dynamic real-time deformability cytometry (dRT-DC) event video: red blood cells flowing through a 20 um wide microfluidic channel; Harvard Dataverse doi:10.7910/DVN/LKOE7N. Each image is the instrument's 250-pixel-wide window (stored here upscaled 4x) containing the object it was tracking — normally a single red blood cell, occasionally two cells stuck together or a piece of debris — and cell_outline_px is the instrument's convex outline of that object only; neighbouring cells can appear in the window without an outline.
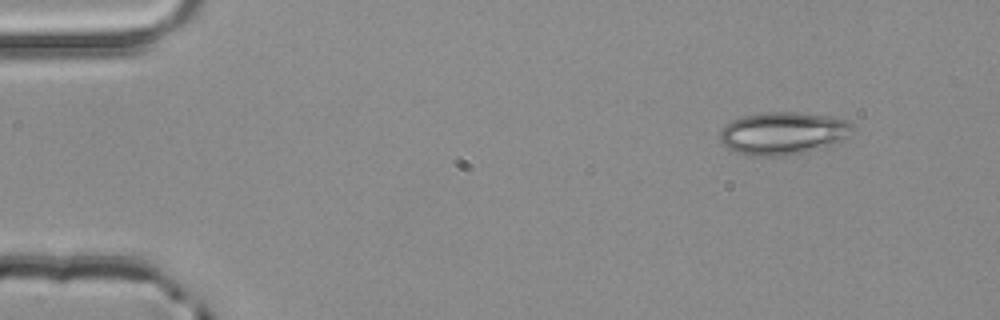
{"species": "common noctule bat (a hibernating species)", "species_latin": "Nyctalus noctula", "temperature_condition": "room temperature", "stored_images_in_passage": 3, "camera_frame_rate_fps": 3000, "um_per_image_px": 0.085, "animal": {"sex": "male", "body_mass_g": 20.4}, "frame": {"image": 1, "passage_image": 1, "time_ms": 0.0, "image_size_px": [1000, 320], "cell_outline_px": [[856, 128], [836, 144], [808, 152], [788, 156], [748, 156], [736, 152], [728, 148], [720, 140], [720, 132], [732, 120], [744, 116], [768, 112], [796, 112], [828, 116], [848, 120]], "centroid_in_image_um": [66.6, 11.35], "position_along_channel_um": 18.4, "area_um2": 33.12}}